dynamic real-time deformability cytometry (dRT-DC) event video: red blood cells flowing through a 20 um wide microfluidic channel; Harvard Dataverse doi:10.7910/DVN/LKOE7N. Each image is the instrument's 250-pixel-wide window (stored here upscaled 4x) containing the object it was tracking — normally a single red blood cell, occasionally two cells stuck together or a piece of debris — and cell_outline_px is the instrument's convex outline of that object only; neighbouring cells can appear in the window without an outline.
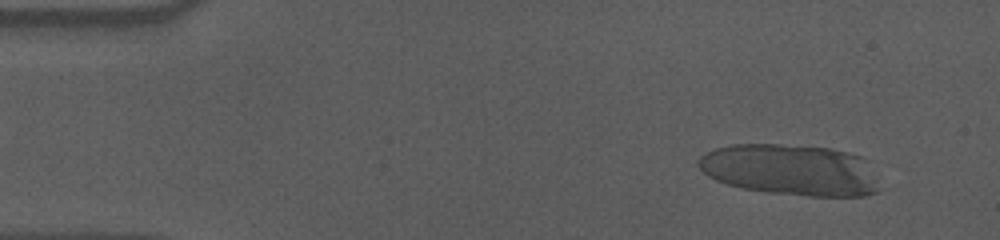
{"species": "human", "species_latin": "Homo sapiens", "temperature_condition": "cold", "stored_images_in_passage": 16, "camera_frame_rate_fps": 3000, "um_per_image_px": 0.085, "donor": {"sex": "male"}, "frame": {"image": 1, "passage_image": 4, "time_ms": 1.0, "image_size_px": [1000, 240], "cell_outline_px": [[876, 192], [864, 196], [808, 196], [768, 192], [740, 188], [716, 180], [708, 176], [696, 164], [696, 160], [700, 156], [716, 148], [732, 144], [780, 144], [828, 148], [860, 156], [868, 160], [876, 188]], "centroid_in_image_um": [67.13, 14.43], "position_along_channel_um": 17.9, "area_um2": 53.64}}